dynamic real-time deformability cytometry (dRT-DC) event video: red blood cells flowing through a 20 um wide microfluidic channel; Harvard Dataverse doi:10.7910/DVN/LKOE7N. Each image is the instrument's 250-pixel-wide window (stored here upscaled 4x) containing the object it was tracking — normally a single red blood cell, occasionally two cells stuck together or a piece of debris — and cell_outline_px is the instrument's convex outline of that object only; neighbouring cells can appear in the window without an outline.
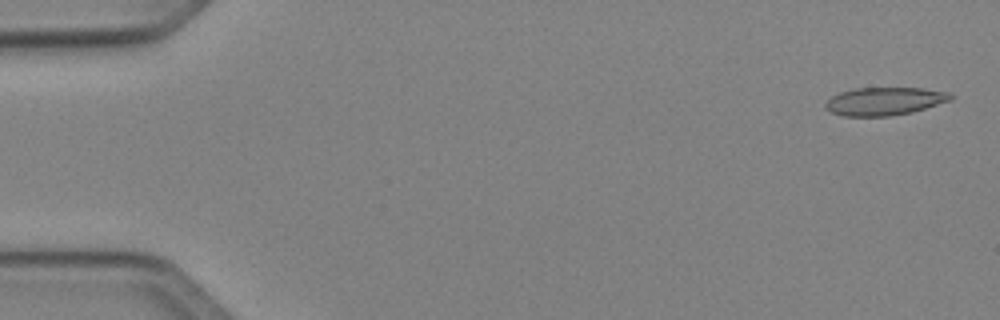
{"species": "Egyptian fruit bat (a non-hibernating species)", "species_latin": "Rousettus aegyptiacus", "temperature_condition": "cold", "stored_images_in_passage": 50, "camera_frame_rate_fps": 3000, "um_per_image_px": 0.085, "animal": {"sex": "female"}, "frame": {"image": 1, "passage_image": 2, "time_ms": 0.333, "image_size_px": [1000, 320], "cell_outline_px": [[952, 100], [912, 112], [888, 116], [844, 116], [832, 112], [824, 108], [824, 104], [832, 96], [840, 92], [856, 88], [924, 88], [948, 92], [952, 96]], "centroid_in_image_um": [75.17, 8.6], "position_along_channel_um": 9.8, "area_um2": 20.35}}
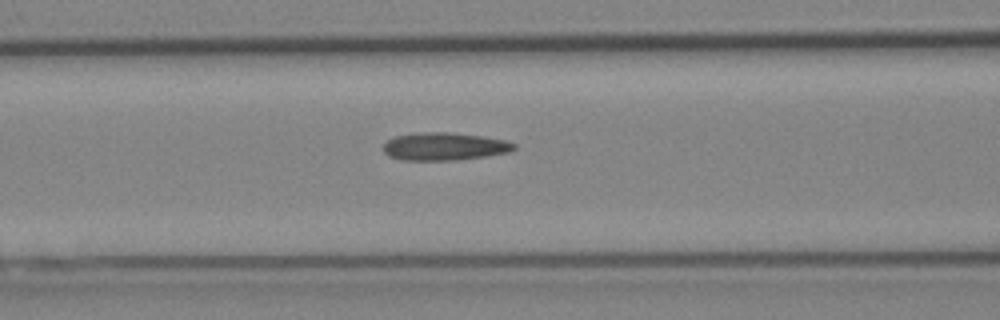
{"frame": {"image": 2, "passage_image": 21, "time_ms": 6.667, "image_size_px": [1000, 320], "cell_outline_px": [[516, 148], [508, 152], [488, 156], [456, 160], [400, 160], [388, 156], [384, 152], [384, 144], [388, 140], [396, 136], [424, 132], [452, 132], [480, 136], [504, 140], [516, 144]], "centroid_in_image_um": [37.77, 12.45], "position_along_channel_um": 128.8, "area_um2": 21.1}}
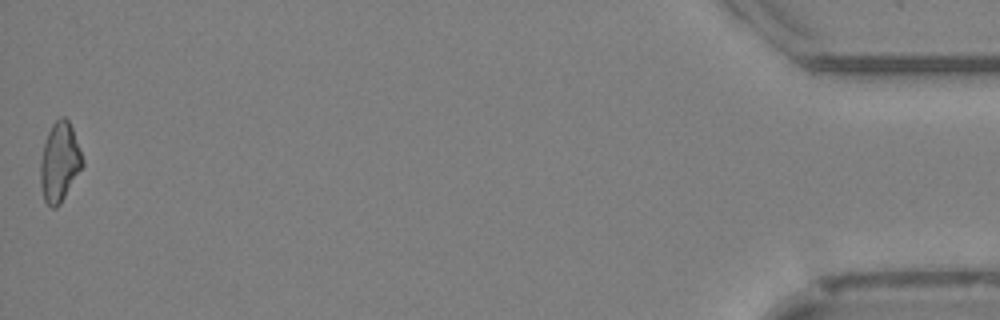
{"frame": {"image": 3, "passage_image": 50, "time_ms": 16.333, "image_size_px": [1000, 320], "cell_outline_px": [[84, 164], [60, 204], [56, 208], [52, 208], [44, 200], [40, 184], [40, 160], [44, 144], [48, 132], [52, 124], [60, 116], [64, 116], [68, 120], [72, 128], [84, 160]], "centroid_in_image_um": [5.06, 13.77], "position_along_channel_um": 430.1, "area_um2": 19.36}, "authors_computed_cell_mechanics": {"area_um2": 20.3456, "velocity_mm_per_s": 4.0801, "shape_relaxation_time_tau1_ms": null, "shape_relaxation_time_tau2_ms": 5.4866, "deformation_change_tau1": null, "deformation_change_tau2": 0.1785}}